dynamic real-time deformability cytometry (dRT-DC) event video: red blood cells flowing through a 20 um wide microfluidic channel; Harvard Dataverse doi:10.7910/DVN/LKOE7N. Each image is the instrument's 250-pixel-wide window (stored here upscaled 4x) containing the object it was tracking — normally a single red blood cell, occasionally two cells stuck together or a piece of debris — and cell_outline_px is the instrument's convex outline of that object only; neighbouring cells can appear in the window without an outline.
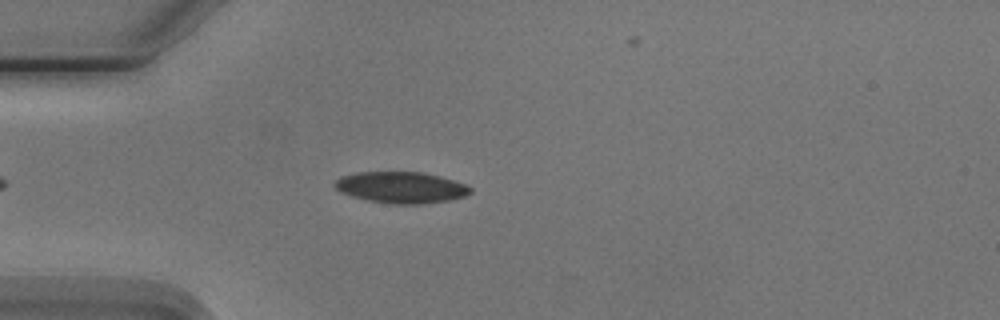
{"species": "Egyptian fruit bat (a non-hibernating species)", "species_latin": "Rousettus aegyptiacus", "temperature_condition": "cold", "stored_images_in_passage": 4, "camera_frame_rate_fps": 3000, "um_per_image_px": 0.085, "animal": {"sex": "male"}, "frame": {"image": 1, "passage_image": 4, "time_ms": 3.667, "image_size_px": [1000, 320], "cell_outline_px": [[472, 192], [464, 196], [448, 200], [424, 204], [392, 204], [368, 200], [352, 196], [340, 192], [332, 184], [340, 176], [356, 172], [424, 172], [440, 176], [464, 184], [472, 188]], "centroid_in_image_um": [34.07, 15.93], "position_along_channel_um": 50.9, "area_um2": 24.8}}